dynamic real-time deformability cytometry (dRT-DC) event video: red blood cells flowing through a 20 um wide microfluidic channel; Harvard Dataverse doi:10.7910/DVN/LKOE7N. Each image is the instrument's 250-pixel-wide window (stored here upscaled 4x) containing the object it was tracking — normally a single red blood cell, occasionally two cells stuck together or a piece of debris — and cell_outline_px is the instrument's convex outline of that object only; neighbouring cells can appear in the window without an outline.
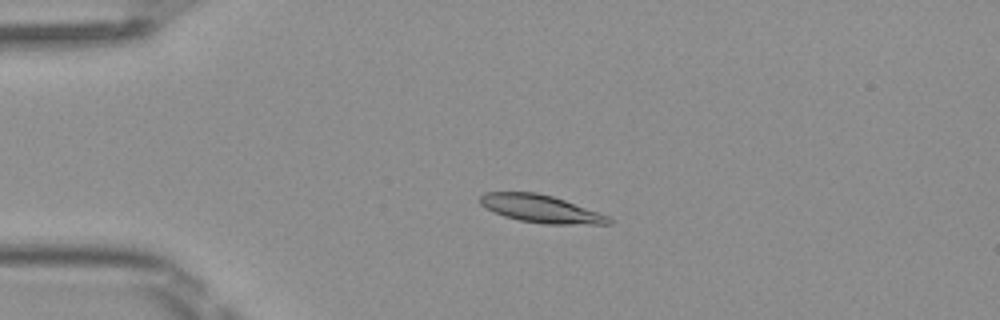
{"species": "Egyptian fruit bat (a non-hibernating species)", "species_latin": "Rousettus aegyptiacus", "temperature_condition": "room temperature", "stored_images_in_passage": 49, "camera_frame_rate_fps": 3000, "um_per_image_px": 0.085, "frame": {"image": 1, "passage_image": 11, "time_ms": 3.333, "image_size_px": [1000, 320], "cell_outline_px": [[612, 224], [544, 224], [520, 220], [504, 216], [480, 204], [480, 196], [484, 192], [536, 192], [552, 196], [600, 212], [608, 216], [612, 220]], "centroid_in_image_um": [46.0, 17.75], "position_along_channel_um": 39.0, "area_um2": 20.58}}
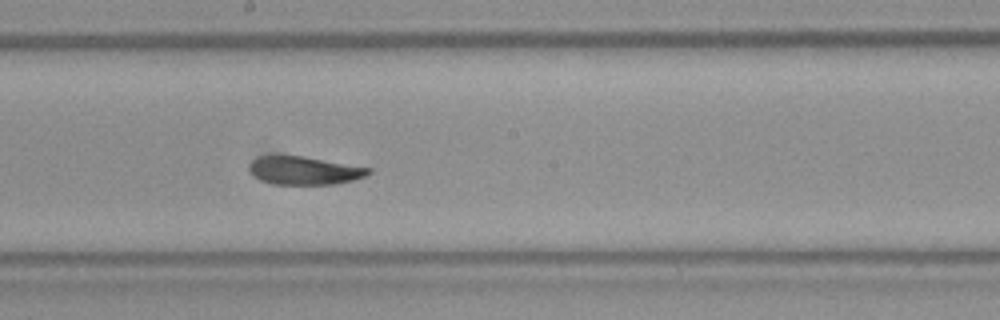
{"frame": {"image": 2, "passage_image": 27, "time_ms": 8.667, "image_size_px": [1000, 320], "cell_outline_px": [[372, 172], [364, 176], [352, 180], [332, 184], [272, 184], [260, 180], [248, 168], [248, 164], [252, 160], [260, 156], [304, 156], [372, 168]], "centroid_in_image_um": [25.87, 14.49], "position_along_channel_um": 222.3, "area_um2": 19.42}}
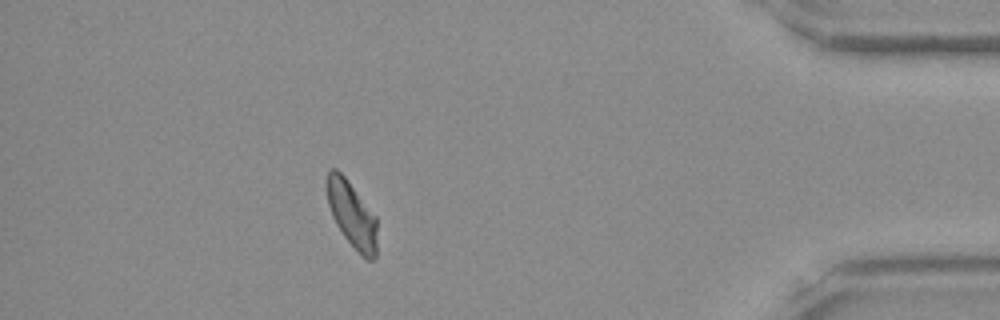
{"frame": {"image": 3, "passage_image": 44, "time_ms": 14.333, "image_size_px": [1000, 320], "cell_outline_px": [[376, 256], [372, 260], [368, 260], [344, 236], [336, 224], [332, 216], [328, 204], [324, 184], [324, 180], [328, 172], [332, 168], [336, 168], [344, 176], [376, 216]], "centroid_in_image_um": [29.86, 18.17], "position_along_channel_um": 405.3, "area_um2": 19.19}, "authors_computed_cell_mechanics": {"area_um2": 20.2878, "velocity_mm_per_s": 4.0566, "shape_relaxation_time_tau1_ms": 8.9766, "shape_relaxation_time_tau2_ms": 1.5417, "deformation_change_tau1": 0.181, "deformation_change_tau2": 0.0428}}